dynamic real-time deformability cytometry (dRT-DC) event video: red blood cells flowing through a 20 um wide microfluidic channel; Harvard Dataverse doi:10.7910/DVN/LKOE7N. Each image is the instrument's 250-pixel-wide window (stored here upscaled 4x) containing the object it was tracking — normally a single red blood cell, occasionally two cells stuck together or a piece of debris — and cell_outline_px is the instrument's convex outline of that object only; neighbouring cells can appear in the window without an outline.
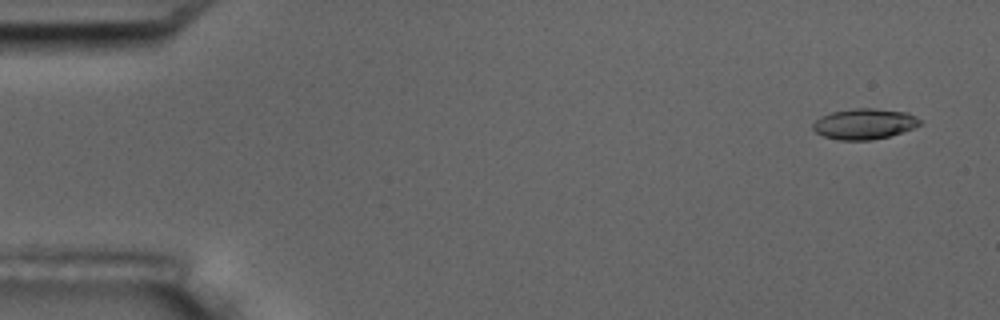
{"species": "common noctule bat (a hibernating species)", "species_latin": "Nyctalus noctula", "temperature_condition": "room temperature", "stored_images_in_passage": 16, "camera_frame_rate_fps": 3000, "um_per_image_px": 0.085, "animal": {"sex": "male", "body_mass_g": 17.5, "forearm_length_mm": 52.3}, "frame": {"image": 1, "passage_image": 1, "time_ms": 0.0, "image_size_px": [1000, 320], "cell_outline_px": [[920, 124], [912, 128], [888, 136], [872, 140], [836, 140], [824, 136], [816, 132], [812, 128], [812, 124], [820, 116], [832, 112], [852, 108], [872, 108], [908, 112], [920, 120]], "centroid_in_image_um": [73.42, 10.52], "position_along_channel_um": 11.6, "area_um2": 19.02}}
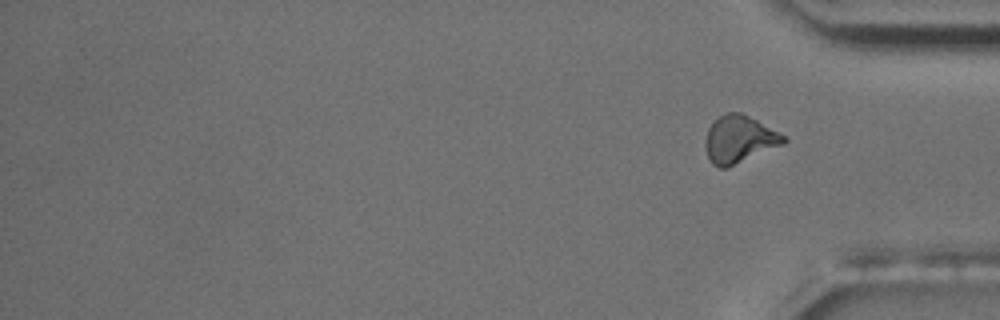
{"frame": {"image": 2, "passage_image": 16, "time_ms": 18.333, "image_size_px": [1000, 320], "cell_outline_px": [[788, 140], [784, 144], [728, 168], [720, 168], [712, 164], [708, 156], [704, 144], [704, 140], [708, 128], [712, 120], [728, 112], [740, 112], [788, 136]], "centroid_in_image_um": [62.84, 11.85], "position_along_channel_um": 372.4, "area_um2": 21.91}, "authors_computed_cell_mechanics": {"area_um2": 19.7676, "velocity_mm_per_s": 3.684, "shape_relaxation_time_tau1_ms": 4.8605, "shape_relaxation_time_tau2_ms": 2.0016, "deformation_change_tau1": 0.1582, "deformation_change_tau2": 0.0853}}